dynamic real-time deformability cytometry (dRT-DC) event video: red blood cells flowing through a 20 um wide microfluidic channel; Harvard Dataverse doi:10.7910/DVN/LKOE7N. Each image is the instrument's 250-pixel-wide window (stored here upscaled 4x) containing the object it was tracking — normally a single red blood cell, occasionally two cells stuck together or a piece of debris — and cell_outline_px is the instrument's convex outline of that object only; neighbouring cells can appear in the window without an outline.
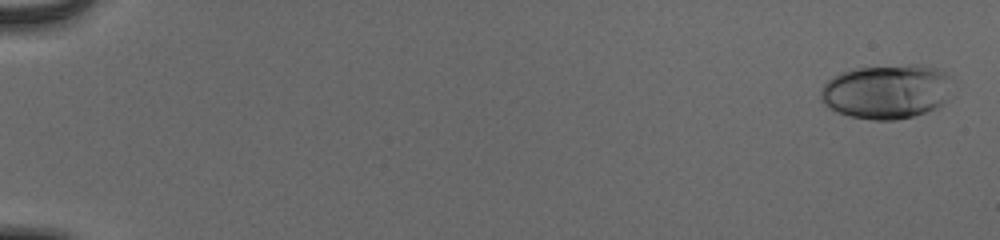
{"species": "human", "species_latin": "Homo sapiens", "temperature_condition": "cold", "stored_images_in_passage": 55, "camera_frame_rate_fps": 3000, "um_per_image_px": 0.085, "donor": {"sex": "male"}, "frame": {"image": 1, "passage_image": 2, "time_ms": 0.333, "image_size_px": [1000, 240], "cell_outline_px": [[944, 76], [940, 104], [936, 108], [912, 116], [896, 120], [872, 120], [852, 116], [836, 112], [824, 104], [820, 96], [820, 92], [824, 84], [832, 76], [840, 72], [856, 68], [912, 64], [920, 64], [944, 72]], "centroid_in_image_um": [75.17, 7.78], "position_along_channel_um": 9.8, "area_um2": 40.29}}
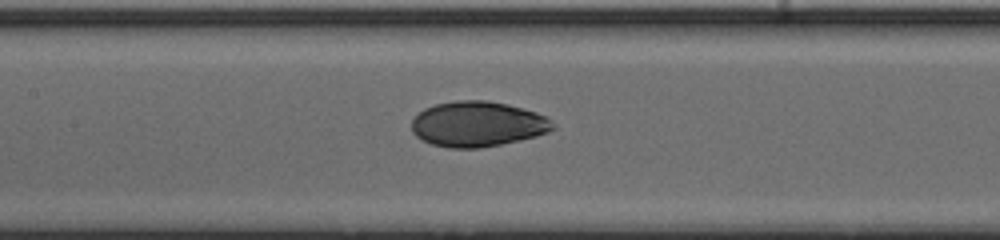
{"frame": {"image": 2, "passage_image": 29, "time_ms": 9.333, "image_size_px": [1000, 240], "cell_outline_px": [[556, 128], [548, 132], [536, 136], [520, 140], [480, 148], [448, 148], [432, 144], [416, 136], [412, 132], [412, 120], [424, 108], [436, 104], [456, 100], [484, 100], [508, 104], [524, 108], [536, 112], [552, 120]], "centroid_in_image_um": [40.61, 10.54], "position_along_channel_um": 166.8, "area_um2": 37.34}}
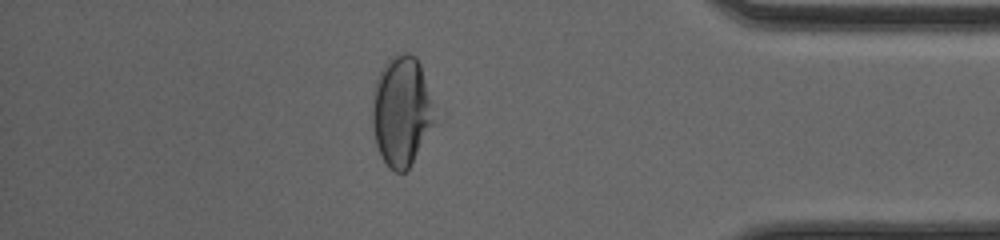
{"frame": {"image": 3, "passage_image": 49, "time_ms": 16.0, "image_size_px": [1000, 240], "cell_outline_px": [[432, 124], [408, 168], [404, 172], [396, 172], [384, 160], [376, 144], [372, 124], [372, 100], [376, 80], [384, 64], [392, 56], [400, 52], [408, 52], [416, 56], [420, 64], [432, 104]], "centroid_in_image_um": [34.08, 9.38], "position_along_channel_um": 401.1, "area_um2": 38.73}, "authors_computed_cell_mechanics": {"area_um2": 37.3966, "velocity_mm_per_s": 3.8951, "shape_relaxation_time_tau1_ms": 4.178, "shape_relaxation_time_tau2_ms": 1.1112, "deformation_change_tau1": 0.1549, "deformation_change_tau2": 0.046}}